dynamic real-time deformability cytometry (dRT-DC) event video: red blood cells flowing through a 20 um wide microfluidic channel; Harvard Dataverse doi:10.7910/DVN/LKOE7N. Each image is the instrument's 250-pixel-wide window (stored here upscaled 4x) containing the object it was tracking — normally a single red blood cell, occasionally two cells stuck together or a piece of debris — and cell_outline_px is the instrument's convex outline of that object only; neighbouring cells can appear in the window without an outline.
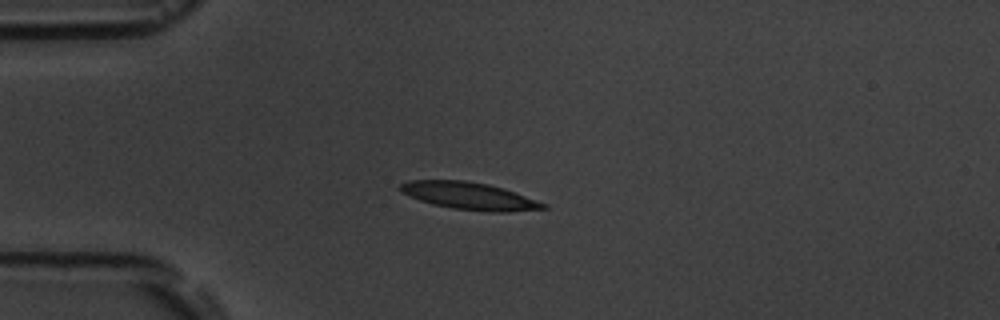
{"species": "common noctule bat (a hibernating species)", "species_latin": "Nyctalus noctula", "temperature_condition": "room temperature", "stored_images_in_passage": 10, "camera_frame_rate_fps": 3000, "um_per_image_px": 0.085, "animal": {"sex": "male", "body_mass_g": 19.5, "forearm_length_mm": 54.6}, "frame": {"image": 1, "passage_image": 4, "time_ms": 4.333, "image_size_px": [1000, 320], "cell_outline_px": [[548, 208], [508, 212], [492, 212], [452, 208], [432, 204], [420, 200], [400, 192], [396, 188], [400, 184], [408, 180], [464, 180], [488, 184], [504, 188], [548, 204]], "centroid_in_image_um": [39.88, 16.65], "position_along_channel_um": 45.1, "area_um2": 22.89}}
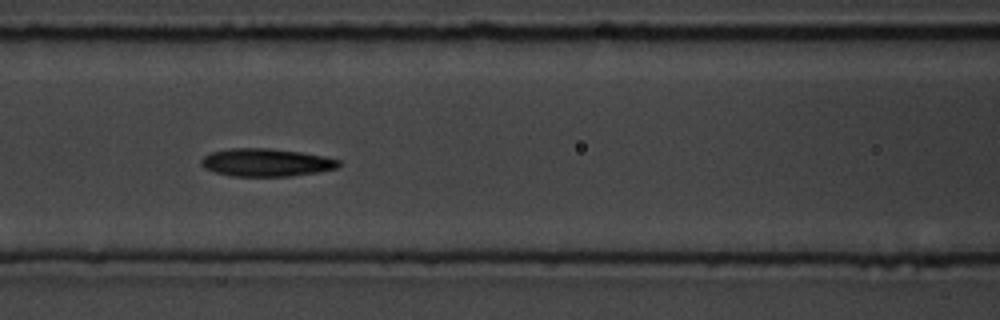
{"frame": {"image": 2, "passage_image": 7, "time_ms": 7.667, "image_size_px": [1000, 320], "cell_outline_px": [[340, 164], [336, 168], [320, 172], [292, 176], [232, 176], [216, 172], [204, 168], [200, 164], [200, 160], [204, 156], [212, 152], [232, 148], [268, 148], [300, 152], [324, 156], [340, 160]], "centroid_in_image_um": [22.63, 13.81], "position_along_channel_um": 144.0, "area_um2": 22.31}}
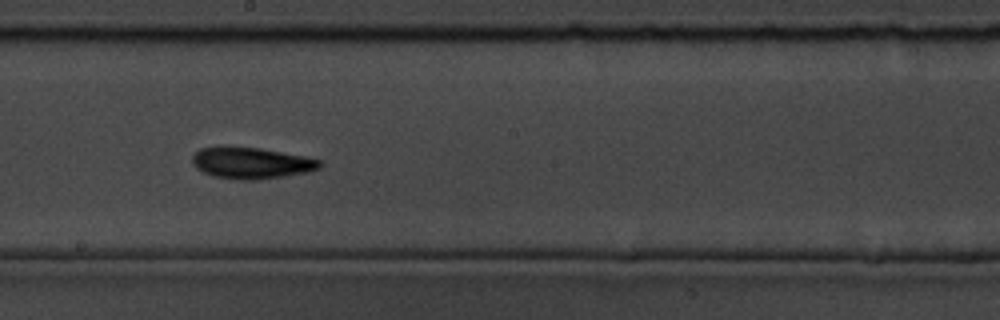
{"frame": {"image": 3, "passage_image": 9, "time_ms": 10.0, "image_size_px": [1000, 320], "cell_outline_px": [[324, 164], [320, 168], [308, 172], [284, 176], [256, 180], [240, 180], [212, 176], [196, 168], [192, 164], [192, 156], [200, 148], [260, 148], [304, 156], [320, 160]], "centroid_in_image_um": [21.4, 13.88], "position_along_channel_um": 226.8, "area_um2": 23.0}}